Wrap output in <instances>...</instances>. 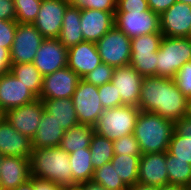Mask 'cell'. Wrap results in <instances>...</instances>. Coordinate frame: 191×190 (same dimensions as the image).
I'll return each mask as SVG.
<instances>
[{
  "label": "cell",
  "mask_w": 191,
  "mask_h": 190,
  "mask_svg": "<svg viewBox=\"0 0 191 190\" xmlns=\"http://www.w3.org/2000/svg\"><path fill=\"white\" fill-rule=\"evenodd\" d=\"M178 0H147L149 9L161 15Z\"/></svg>",
  "instance_id": "43"
},
{
  "label": "cell",
  "mask_w": 191,
  "mask_h": 190,
  "mask_svg": "<svg viewBox=\"0 0 191 190\" xmlns=\"http://www.w3.org/2000/svg\"><path fill=\"white\" fill-rule=\"evenodd\" d=\"M115 12L85 9L81 10V32L84 41L96 43L115 24Z\"/></svg>",
  "instance_id": "18"
},
{
  "label": "cell",
  "mask_w": 191,
  "mask_h": 190,
  "mask_svg": "<svg viewBox=\"0 0 191 190\" xmlns=\"http://www.w3.org/2000/svg\"><path fill=\"white\" fill-rule=\"evenodd\" d=\"M11 58L10 51L0 46V76L10 72Z\"/></svg>",
  "instance_id": "44"
},
{
  "label": "cell",
  "mask_w": 191,
  "mask_h": 190,
  "mask_svg": "<svg viewBox=\"0 0 191 190\" xmlns=\"http://www.w3.org/2000/svg\"><path fill=\"white\" fill-rule=\"evenodd\" d=\"M114 69L115 68L102 62L94 70L86 74L82 79L99 87L105 83L111 82Z\"/></svg>",
  "instance_id": "37"
},
{
  "label": "cell",
  "mask_w": 191,
  "mask_h": 190,
  "mask_svg": "<svg viewBox=\"0 0 191 190\" xmlns=\"http://www.w3.org/2000/svg\"><path fill=\"white\" fill-rule=\"evenodd\" d=\"M79 124L95 125L103 113L98 87L80 79L71 97Z\"/></svg>",
  "instance_id": "8"
},
{
  "label": "cell",
  "mask_w": 191,
  "mask_h": 190,
  "mask_svg": "<svg viewBox=\"0 0 191 190\" xmlns=\"http://www.w3.org/2000/svg\"><path fill=\"white\" fill-rule=\"evenodd\" d=\"M189 104L190 100L178 89L174 79L143 77L137 106L140 111L176 122L187 116Z\"/></svg>",
  "instance_id": "1"
},
{
  "label": "cell",
  "mask_w": 191,
  "mask_h": 190,
  "mask_svg": "<svg viewBox=\"0 0 191 190\" xmlns=\"http://www.w3.org/2000/svg\"><path fill=\"white\" fill-rule=\"evenodd\" d=\"M45 38L31 23H17L12 48L11 64L33 63L36 52Z\"/></svg>",
  "instance_id": "10"
},
{
  "label": "cell",
  "mask_w": 191,
  "mask_h": 190,
  "mask_svg": "<svg viewBox=\"0 0 191 190\" xmlns=\"http://www.w3.org/2000/svg\"><path fill=\"white\" fill-rule=\"evenodd\" d=\"M33 189L34 190H63L64 188L60 185L53 183L52 181L33 177Z\"/></svg>",
  "instance_id": "45"
},
{
  "label": "cell",
  "mask_w": 191,
  "mask_h": 190,
  "mask_svg": "<svg viewBox=\"0 0 191 190\" xmlns=\"http://www.w3.org/2000/svg\"><path fill=\"white\" fill-rule=\"evenodd\" d=\"M68 48L57 38H45L36 52L33 64L46 76L67 66Z\"/></svg>",
  "instance_id": "14"
},
{
  "label": "cell",
  "mask_w": 191,
  "mask_h": 190,
  "mask_svg": "<svg viewBox=\"0 0 191 190\" xmlns=\"http://www.w3.org/2000/svg\"><path fill=\"white\" fill-rule=\"evenodd\" d=\"M166 168L170 184L190 187L191 165L188 162L175 160V157L166 151Z\"/></svg>",
  "instance_id": "32"
},
{
  "label": "cell",
  "mask_w": 191,
  "mask_h": 190,
  "mask_svg": "<svg viewBox=\"0 0 191 190\" xmlns=\"http://www.w3.org/2000/svg\"><path fill=\"white\" fill-rule=\"evenodd\" d=\"M76 190H107L101 184L93 182L92 180L83 182L76 186Z\"/></svg>",
  "instance_id": "46"
},
{
  "label": "cell",
  "mask_w": 191,
  "mask_h": 190,
  "mask_svg": "<svg viewBox=\"0 0 191 190\" xmlns=\"http://www.w3.org/2000/svg\"><path fill=\"white\" fill-rule=\"evenodd\" d=\"M138 181L157 187L169 184L166 152L142 154L138 169Z\"/></svg>",
  "instance_id": "21"
},
{
  "label": "cell",
  "mask_w": 191,
  "mask_h": 190,
  "mask_svg": "<svg viewBox=\"0 0 191 190\" xmlns=\"http://www.w3.org/2000/svg\"><path fill=\"white\" fill-rule=\"evenodd\" d=\"M140 157L121 154L114 155L111 160L114 170L127 187L138 181Z\"/></svg>",
  "instance_id": "30"
},
{
  "label": "cell",
  "mask_w": 191,
  "mask_h": 190,
  "mask_svg": "<svg viewBox=\"0 0 191 190\" xmlns=\"http://www.w3.org/2000/svg\"><path fill=\"white\" fill-rule=\"evenodd\" d=\"M163 34L155 32L131 39V65L142 77L156 76L157 52Z\"/></svg>",
  "instance_id": "6"
},
{
  "label": "cell",
  "mask_w": 191,
  "mask_h": 190,
  "mask_svg": "<svg viewBox=\"0 0 191 190\" xmlns=\"http://www.w3.org/2000/svg\"><path fill=\"white\" fill-rule=\"evenodd\" d=\"M165 37H191V5L176 1L160 15Z\"/></svg>",
  "instance_id": "15"
},
{
  "label": "cell",
  "mask_w": 191,
  "mask_h": 190,
  "mask_svg": "<svg viewBox=\"0 0 191 190\" xmlns=\"http://www.w3.org/2000/svg\"><path fill=\"white\" fill-rule=\"evenodd\" d=\"M174 132V122L158 114L140 111L133 135L144 153L168 151L169 142Z\"/></svg>",
  "instance_id": "3"
},
{
  "label": "cell",
  "mask_w": 191,
  "mask_h": 190,
  "mask_svg": "<svg viewBox=\"0 0 191 190\" xmlns=\"http://www.w3.org/2000/svg\"><path fill=\"white\" fill-rule=\"evenodd\" d=\"M36 99L38 97L11 72L0 76V110L3 113Z\"/></svg>",
  "instance_id": "16"
},
{
  "label": "cell",
  "mask_w": 191,
  "mask_h": 190,
  "mask_svg": "<svg viewBox=\"0 0 191 190\" xmlns=\"http://www.w3.org/2000/svg\"><path fill=\"white\" fill-rule=\"evenodd\" d=\"M3 118V112L0 110V120Z\"/></svg>",
  "instance_id": "52"
},
{
  "label": "cell",
  "mask_w": 191,
  "mask_h": 190,
  "mask_svg": "<svg viewBox=\"0 0 191 190\" xmlns=\"http://www.w3.org/2000/svg\"><path fill=\"white\" fill-rule=\"evenodd\" d=\"M139 113L140 109L131 105L104 109L94 125V131L110 140L133 134Z\"/></svg>",
  "instance_id": "5"
},
{
  "label": "cell",
  "mask_w": 191,
  "mask_h": 190,
  "mask_svg": "<svg viewBox=\"0 0 191 190\" xmlns=\"http://www.w3.org/2000/svg\"><path fill=\"white\" fill-rule=\"evenodd\" d=\"M94 132L93 125L78 124L64 132L59 147L68 154L82 148H89Z\"/></svg>",
  "instance_id": "27"
},
{
  "label": "cell",
  "mask_w": 191,
  "mask_h": 190,
  "mask_svg": "<svg viewBox=\"0 0 191 190\" xmlns=\"http://www.w3.org/2000/svg\"><path fill=\"white\" fill-rule=\"evenodd\" d=\"M114 24L130 39L161 32L160 15L150 9L147 11L115 12Z\"/></svg>",
  "instance_id": "9"
},
{
  "label": "cell",
  "mask_w": 191,
  "mask_h": 190,
  "mask_svg": "<svg viewBox=\"0 0 191 190\" xmlns=\"http://www.w3.org/2000/svg\"><path fill=\"white\" fill-rule=\"evenodd\" d=\"M191 60V37L163 36L157 52L156 76L174 79L183 64Z\"/></svg>",
  "instance_id": "4"
},
{
  "label": "cell",
  "mask_w": 191,
  "mask_h": 190,
  "mask_svg": "<svg viewBox=\"0 0 191 190\" xmlns=\"http://www.w3.org/2000/svg\"><path fill=\"white\" fill-rule=\"evenodd\" d=\"M168 152L175 160L186 161L191 165V120L188 117H182L174 122Z\"/></svg>",
  "instance_id": "23"
},
{
  "label": "cell",
  "mask_w": 191,
  "mask_h": 190,
  "mask_svg": "<svg viewBox=\"0 0 191 190\" xmlns=\"http://www.w3.org/2000/svg\"><path fill=\"white\" fill-rule=\"evenodd\" d=\"M44 104L40 98L20 107L8 109L3 117L21 134L33 139L38 130L44 112Z\"/></svg>",
  "instance_id": "11"
},
{
  "label": "cell",
  "mask_w": 191,
  "mask_h": 190,
  "mask_svg": "<svg viewBox=\"0 0 191 190\" xmlns=\"http://www.w3.org/2000/svg\"><path fill=\"white\" fill-rule=\"evenodd\" d=\"M65 130L44 110L38 130L32 141V148L59 147Z\"/></svg>",
  "instance_id": "24"
},
{
  "label": "cell",
  "mask_w": 191,
  "mask_h": 190,
  "mask_svg": "<svg viewBox=\"0 0 191 190\" xmlns=\"http://www.w3.org/2000/svg\"><path fill=\"white\" fill-rule=\"evenodd\" d=\"M2 158H3V156L0 154V163H1Z\"/></svg>",
  "instance_id": "53"
},
{
  "label": "cell",
  "mask_w": 191,
  "mask_h": 190,
  "mask_svg": "<svg viewBox=\"0 0 191 190\" xmlns=\"http://www.w3.org/2000/svg\"><path fill=\"white\" fill-rule=\"evenodd\" d=\"M81 78L68 66L43 77L40 99L71 98Z\"/></svg>",
  "instance_id": "12"
},
{
  "label": "cell",
  "mask_w": 191,
  "mask_h": 190,
  "mask_svg": "<svg viewBox=\"0 0 191 190\" xmlns=\"http://www.w3.org/2000/svg\"><path fill=\"white\" fill-rule=\"evenodd\" d=\"M100 101L104 109L120 107L122 103L120 94L116 91V87L111 83H105L98 87Z\"/></svg>",
  "instance_id": "38"
},
{
  "label": "cell",
  "mask_w": 191,
  "mask_h": 190,
  "mask_svg": "<svg viewBox=\"0 0 191 190\" xmlns=\"http://www.w3.org/2000/svg\"><path fill=\"white\" fill-rule=\"evenodd\" d=\"M114 155L142 156L139 143L133 134L122 136L113 140Z\"/></svg>",
  "instance_id": "35"
},
{
  "label": "cell",
  "mask_w": 191,
  "mask_h": 190,
  "mask_svg": "<svg viewBox=\"0 0 191 190\" xmlns=\"http://www.w3.org/2000/svg\"><path fill=\"white\" fill-rule=\"evenodd\" d=\"M92 181L101 184L107 190H127L128 188L114 170L111 161L94 169Z\"/></svg>",
  "instance_id": "33"
},
{
  "label": "cell",
  "mask_w": 191,
  "mask_h": 190,
  "mask_svg": "<svg viewBox=\"0 0 191 190\" xmlns=\"http://www.w3.org/2000/svg\"><path fill=\"white\" fill-rule=\"evenodd\" d=\"M10 72L38 98L40 97L43 76L33 63L11 64Z\"/></svg>",
  "instance_id": "29"
},
{
  "label": "cell",
  "mask_w": 191,
  "mask_h": 190,
  "mask_svg": "<svg viewBox=\"0 0 191 190\" xmlns=\"http://www.w3.org/2000/svg\"><path fill=\"white\" fill-rule=\"evenodd\" d=\"M158 190H189L188 187H185L183 185H177V184H165L160 187H158Z\"/></svg>",
  "instance_id": "48"
},
{
  "label": "cell",
  "mask_w": 191,
  "mask_h": 190,
  "mask_svg": "<svg viewBox=\"0 0 191 190\" xmlns=\"http://www.w3.org/2000/svg\"><path fill=\"white\" fill-rule=\"evenodd\" d=\"M80 19L81 10L68 6L64 13L60 35L57 38L67 48L84 41Z\"/></svg>",
  "instance_id": "26"
},
{
  "label": "cell",
  "mask_w": 191,
  "mask_h": 190,
  "mask_svg": "<svg viewBox=\"0 0 191 190\" xmlns=\"http://www.w3.org/2000/svg\"><path fill=\"white\" fill-rule=\"evenodd\" d=\"M70 167L73 174V189L77 185L92 180L94 166L91 162V152L89 148L69 153Z\"/></svg>",
  "instance_id": "28"
},
{
  "label": "cell",
  "mask_w": 191,
  "mask_h": 190,
  "mask_svg": "<svg viewBox=\"0 0 191 190\" xmlns=\"http://www.w3.org/2000/svg\"><path fill=\"white\" fill-rule=\"evenodd\" d=\"M143 77L131 66L114 69L111 83L116 87L124 105L138 106Z\"/></svg>",
  "instance_id": "17"
},
{
  "label": "cell",
  "mask_w": 191,
  "mask_h": 190,
  "mask_svg": "<svg viewBox=\"0 0 191 190\" xmlns=\"http://www.w3.org/2000/svg\"><path fill=\"white\" fill-rule=\"evenodd\" d=\"M42 0H14L17 23H31L37 19Z\"/></svg>",
  "instance_id": "34"
},
{
  "label": "cell",
  "mask_w": 191,
  "mask_h": 190,
  "mask_svg": "<svg viewBox=\"0 0 191 190\" xmlns=\"http://www.w3.org/2000/svg\"><path fill=\"white\" fill-rule=\"evenodd\" d=\"M16 29H17L16 20H0L1 47L7 48L9 51L11 50Z\"/></svg>",
  "instance_id": "40"
},
{
  "label": "cell",
  "mask_w": 191,
  "mask_h": 190,
  "mask_svg": "<svg viewBox=\"0 0 191 190\" xmlns=\"http://www.w3.org/2000/svg\"><path fill=\"white\" fill-rule=\"evenodd\" d=\"M91 162L94 169L110 162L114 157L113 140L94 132L90 142Z\"/></svg>",
  "instance_id": "31"
},
{
  "label": "cell",
  "mask_w": 191,
  "mask_h": 190,
  "mask_svg": "<svg viewBox=\"0 0 191 190\" xmlns=\"http://www.w3.org/2000/svg\"><path fill=\"white\" fill-rule=\"evenodd\" d=\"M174 80L183 95L191 100V60L182 65Z\"/></svg>",
  "instance_id": "39"
},
{
  "label": "cell",
  "mask_w": 191,
  "mask_h": 190,
  "mask_svg": "<svg viewBox=\"0 0 191 190\" xmlns=\"http://www.w3.org/2000/svg\"><path fill=\"white\" fill-rule=\"evenodd\" d=\"M101 63L96 43L83 41L68 48L67 66L81 79Z\"/></svg>",
  "instance_id": "19"
},
{
  "label": "cell",
  "mask_w": 191,
  "mask_h": 190,
  "mask_svg": "<svg viewBox=\"0 0 191 190\" xmlns=\"http://www.w3.org/2000/svg\"><path fill=\"white\" fill-rule=\"evenodd\" d=\"M30 177V158L3 156L0 163V190L15 189Z\"/></svg>",
  "instance_id": "20"
},
{
  "label": "cell",
  "mask_w": 191,
  "mask_h": 190,
  "mask_svg": "<svg viewBox=\"0 0 191 190\" xmlns=\"http://www.w3.org/2000/svg\"><path fill=\"white\" fill-rule=\"evenodd\" d=\"M179 2L191 5V0H178Z\"/></svg>",
  "instance_id": "51"
},
{
  "label": "cell",
  "mask_w": 191,
  "mask_h": 190,
  "mask_svg": "<svg viewBox=\"0 0 191 190\" xmlns=\"http://www.w3.org/2000/svg\"><path fill=\"white\" fill-rule=\"evenodd\" d=\"M127 190H158V187L137 181L134 185L128 186Z\"/></svg>",
  "instance_id": "47"
},
{
  "label": "cell",
  "mask_w": 191,
  "mask_h": 190,
  "mask_svg": "<svg viewBox=\"0 0 191 190\" xmlns=\"http://www.w3.org/2000/svg\"><path fill=\"white\" fill-rule=\"evenodd\" d=\"M103 63L118 68L129 65L131 58V39L115 25L96 42Z\"/></svg>",
  "instance_id": "7"
},
{
  "label": "cell",
  "mask_w": 191,
  "mask_h": 190,
  "mask_svg": "<svg viewBox=\"0 0 191 190\" xmlns=\"http://www.w3.org/2000/svg\"><path fill=\"white\" fill-rule=\"evenodd\" d=\"M0 20H16L14 0H0Z\"/></svg>",
  "instance_id": "42"
},
{
  "label": "cell",
  "mask_w": 191,
  "mask_h": 190,
  "mask_svg": "<svg viewBox=\"0 0 191 190\" xmlns=\"http://www.w3.org/2000/svg\"><path fill=\"white\" fill-rule=\"evenodd\" d=\"M186 117H188L191 120V100H190V104H189V108H188Z\"/></svg>",
  "instance_id": "50"
},
{
  "label": "cell",
  "mask_w": 191,
  "mask_h": 190,
  "mask_svg": "<svg viewBox=\"0 0 191 190\" xmlns=\"http://www.w3.org/2000/svg\"><path fill=\"white\" fill-rule=\"evenodd\" d=\"M12 190H34L33 189V176L30 177L27 181L22 183L21 185L17 186L15 189Z\"/></svg>",
  "instance_id": "49"
},
{
  "label": "cell",
  "mask_w": 191,
  "mask_h": 190,
  "mask_svg": "<svg viewBox=\"0 0 191 190\" xmlns=\"http://www.w3.org/2000/svg\"><path fill=\"white\" fill-rule=\"evenodd\" d=\"M68 6V0H42L33 25L44 38L59 37L64 13Z\"/></svg>",
  "instance_id": "13"
},
{
  "label": "cell",
  "mask_w": 191,
  "mask_h": 190,
  "mask_svg": "<svg viewBox=\"0 0 191 190\" xmlns=\"http://www.w3.org/2000/svg\"><path fill=\"white\" fill-rule=\"evenodd\" d=\"M69 6L79 10L94 9L116 12L117 0H68Z\"/></svg>",
  "instance_id": "36"
},
{
  "label": "cell",
  "mask_w": 191,
  "mask_h": 190,
  "mask_svg": "<svg viewBox=\"0 0 191 190\" xmlns=\"http://www.w3.org/2000/svg\"><path fill=\"white\" fill-rule=\"evenodd\" d=\"M69 154L60 147L32 148L30 175L73 189V174Z\"/></svg>",
  "instance_id": "2"
},
{
  "label": "cell",
  "mask_w": 191,
  "mask_h": 190,
  "mask_svg": "<svg viewBox=\"0 0 191 190\" xmlns=\"http://www.w3.org/2000/svg\"><path fill=\"white\" fill-rule=\"evenodd\" d=\"M32 141L19 133L4 117L0 120V154L30 158Z\"/></svg>",
  "instance_id": "22"
},
{
  "label": "cell",
  "mask_w": 191,
  "mask_h": 190,
  "mask_svg": "<svg viewBox=\"0 0 191 190\" xmlns=\"http://www.w3.org/2000/svg\"><path fill=\"white\" fill-rule=\"evenodd\" d=\"M147 0H117L116 12L147 11Z\"/></svg>",
  "instance_id": "41"
},
{
  "label": "cell",
  "mask_w": 191,
  "mask_h": 190,
  "mask_svg": "<svg viewBox=\"0 0 191 190\" xmlns=\"http://www.w3.org/2000/svg\"><path fill=\"white\" fill-rule=\"evenodd\" d=\"M48 112L66 131L78 125V118L71 98L42 100Z\"/></svg>",
  "instance_id": "25"
}]
</instances>
